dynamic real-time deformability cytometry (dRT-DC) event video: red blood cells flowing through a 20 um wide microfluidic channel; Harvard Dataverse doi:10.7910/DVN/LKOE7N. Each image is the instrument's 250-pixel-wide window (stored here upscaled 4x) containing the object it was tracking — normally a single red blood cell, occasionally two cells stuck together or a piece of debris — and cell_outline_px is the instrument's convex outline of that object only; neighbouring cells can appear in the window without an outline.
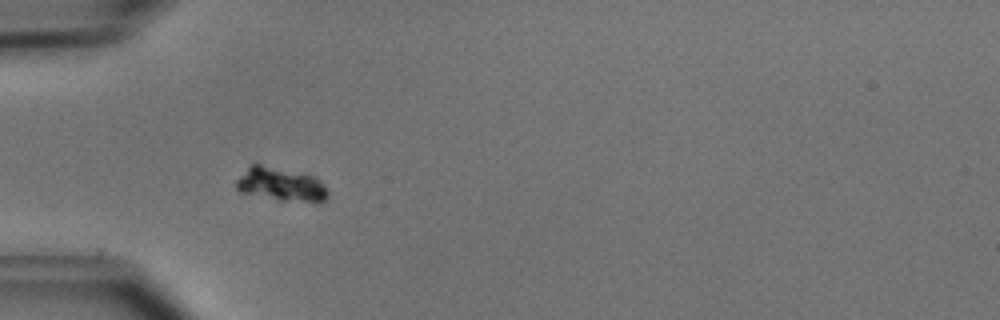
{"species": "common noctule bat (a hibernating species)", "species_latin": "Nyctalus noctula", "temperature_condition": "cold", "stored_images_in_passage": 8, "camera_frame_rate_fps": 3000, "um_per_image_px": 0.085, "animal": {"sex": "male", "body_mass_g": 15.6}, "frame": {"image": 1, "passage_image": 1, "time_ms": 0.0, "image_size_px": [1000, 320], "cell_outline_px": [[328, 196], [324, 200], [280, 200], [240, 192], [236, 188], [236, 180], [252, 164], [260, 164], [312, 176], [320, 180], [324, 184], [328, 192]], "centroid_in_image_um": [23.84, 15.66], "position_along_channel_um": 61.2, "area_um2": 17.22}}
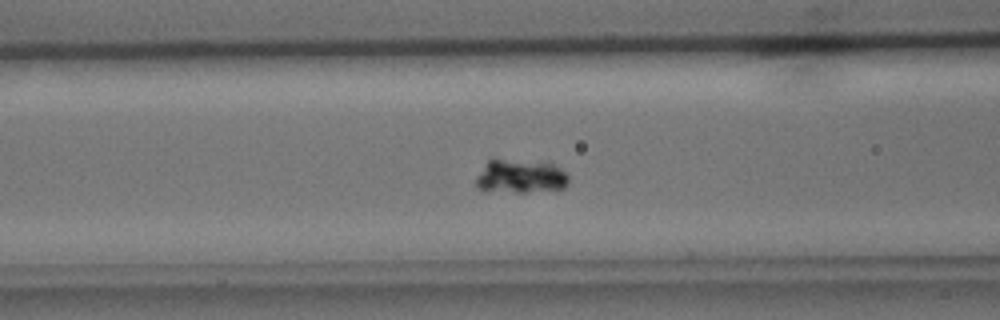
{"frame": {"image": 2, "passage_image": 6, "time_ms": 1.667, "image_size_px": [1000, 320], "cell_outline_px": [[568, 184], [564, 188], [524, 192], [488, 192], [480, 188], [476, 184], [476, 176], [488, 160], [500, 160], [556, 164], [568, 176]], "centroid_in_image_um": [44.22, 15.02], "position_along_channel_um": 122.4, "area_um2": 17.86}}